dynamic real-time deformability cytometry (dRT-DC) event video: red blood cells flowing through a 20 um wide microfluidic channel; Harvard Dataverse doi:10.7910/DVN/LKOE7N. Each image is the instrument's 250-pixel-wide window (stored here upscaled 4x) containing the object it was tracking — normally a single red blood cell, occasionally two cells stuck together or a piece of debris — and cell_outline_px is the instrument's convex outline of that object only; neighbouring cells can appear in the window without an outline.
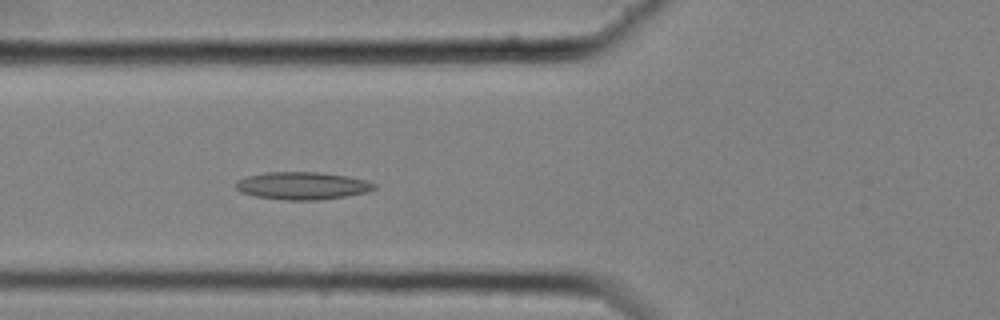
{"species": "common noctule bat (a hibernating species)", "species_latin": "Nyctalus noctula", "temperature_condition": "cold", "stored_images_in_passage": 48, "camera_frame_rate_fps": 3000, "um_per_image_px": 0.085, "animal": {"sex": "female", "body_mass_g": 25.1}, "frame": {"image": 1, "passage_image": 12, "time_ms": 3.667, "image_size_px": [1000, 320], "cell_outline_px": [[376, 188], [368, 192], [320, 200], [284, 200], [256, 196], [240, 192], [236, 188], [236, 180], [248, 176], [264, 172], [316, 172], [348, 176], [368, 180], [376, 184]], "centroid_in_image_um": [25.71, 15.78], "position_along_channel_um": 100.1, "area_um2": 22.31}}
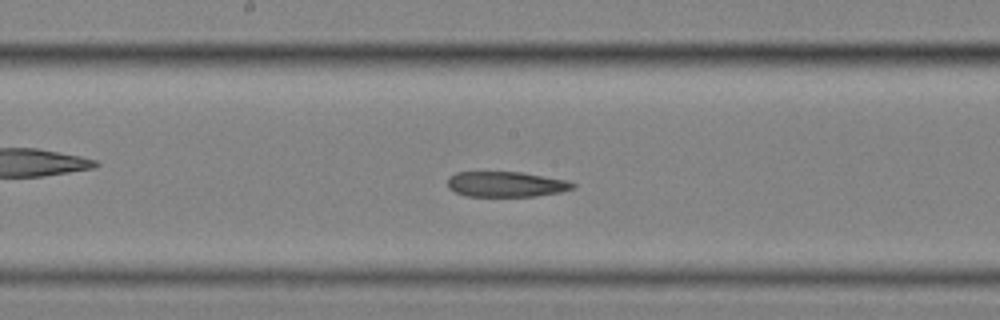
{"frame": {"image": 2, "passage_image": 21, "time_ms": 6.667, "image_size_px": [1000, 320], "cell_outline_px": [[576, 188], [560, 192], [536, 196], [464, 196], [448, 188], [448, 176], [456, 172], [520, 172], [564, 180], [576, 184]], "centroid_in_image_um": [42.98, 15.66], "position_along_channel_um": 205.2, "area_um2": 18.44}}
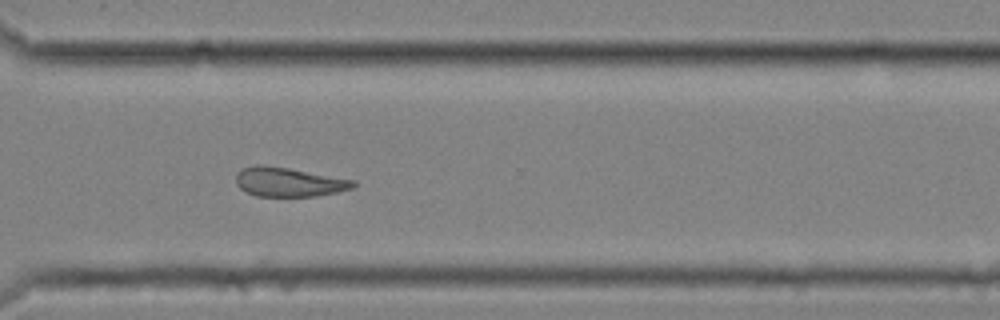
{"frame": {"image": 3, "passage_image": 33, "time_ms": 10.667, "image_size_px": [1000, 320], "cell_outline_px": [[356, 184], [352, 188], [336, 192], [316, 196], [256, 196], [240, 188], [236, 184], [236, 172], [240, 168], [256, 164], [264, 164], [288, 168], [356, 180]], "centroid_in_image_um": [24.51, 15.45], "position_along_channel_um": 346.1, "area_um2": 20.06}}